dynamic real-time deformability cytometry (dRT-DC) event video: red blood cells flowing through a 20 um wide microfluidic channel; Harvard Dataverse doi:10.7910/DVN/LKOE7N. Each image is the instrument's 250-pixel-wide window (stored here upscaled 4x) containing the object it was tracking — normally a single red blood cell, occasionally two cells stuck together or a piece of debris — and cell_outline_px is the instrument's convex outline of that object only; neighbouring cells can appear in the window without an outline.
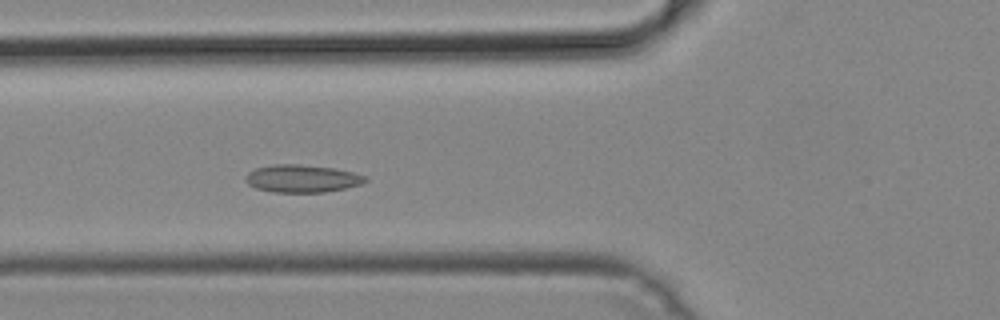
{"species": "common noctule bat (a hibernating species)", "species_latin": "Nyctalus noctula", "temperature_condition": "cold", "stored_images_in_passage": 48, "camera_frame_rate_fps": 3000, "um_per_image_px": 0.085, "animal": {"sex": "male", "body_mass_g": 19.2, "forearm_length_mm": 51.8}, "frame": {"image": 1, "passage_image": 16, "time_ms": 5.0, "image_size_px": [1000, 320], "cell_outline_px": [[368, 180], [360, 184], [344, 188], [324, 192], [272, 192], [256, 188], [248, 184], [244, 180], [248, 172], [256, 168], [272, 164], [296, 164], [332, 168], [352, 172], [368, 176]], "centroid_in_image_um": [25.65, 15.17], "position_along_channel_um": 100.1, "area_um2": 19.19}}
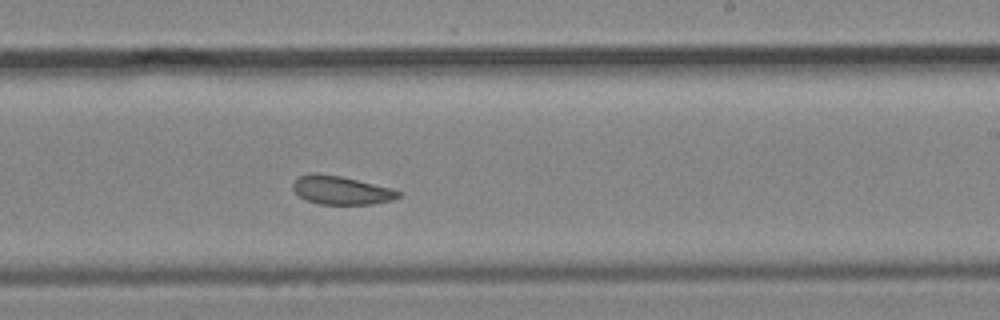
{"frame": {"image": 2, "passage_image": 28, "time_ms": 9.0, "image_size_px": [1000, 320], "cell_outline_px": [[400, 196], [392, 200], [372, 204], [320, 204], [304, 200], [292, 188], [292, 184], [296, 176], [316, 172], [340, 176], [392, 188], [400, 192]], "centroid_in_image_um": [28.95, 16.16], "position_along_channel_um": 260.1, "area_um2": 17.57}}
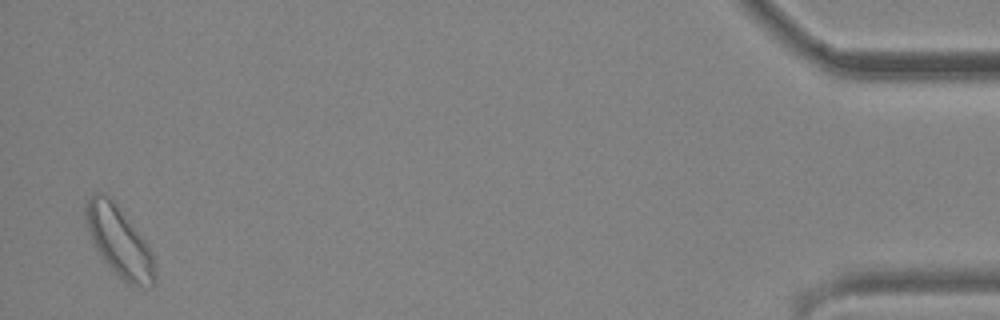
{"frame": {"image": 3, "passage_image": 47, "time_ms": 15.333, "image_size_px": [1000, 320], "cell_outline_px": [[156, 284], [148, 288], [128, 284], [104, 260], [96, 248], [92, 240], [84, 216], [84, 204], [88, 196], [96, 192], [104, 192], [112, 196], [148, 244], [156, 264]], "centroid_in_image_um": [10.15, 20.47], "position_along_channel_um": 425.1, "area_um2": 28.73}}